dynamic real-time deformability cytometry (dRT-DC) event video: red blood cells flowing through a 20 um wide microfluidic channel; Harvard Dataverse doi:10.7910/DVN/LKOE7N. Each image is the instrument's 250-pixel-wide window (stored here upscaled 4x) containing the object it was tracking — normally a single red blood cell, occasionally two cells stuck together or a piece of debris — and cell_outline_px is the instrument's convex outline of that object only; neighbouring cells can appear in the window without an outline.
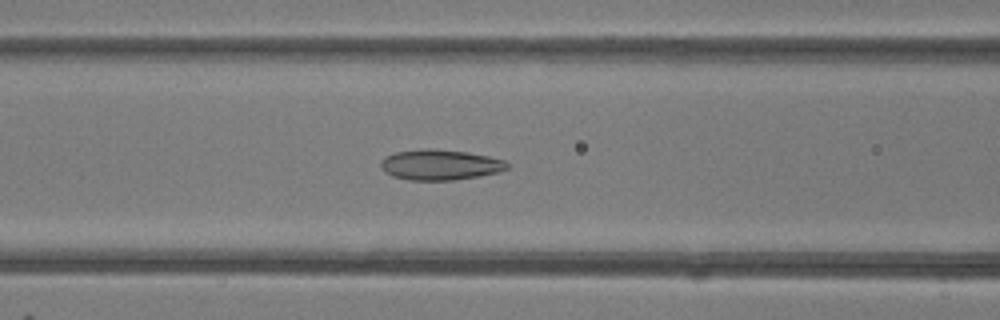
{"species": "common noctule bat (a hibernating species)", "species_latin": "Nyctalus noctula", "temperature_condition": "room temperature", "stored_images_in_passage": 47, "camera_frame_rate_fps": 3000, "um_per_image_px": 0.085, "animal": {"sex": "female"}, "frame": {"image": 1, "passage_image": 19, "time_ms": 6.0, "image_size_px": [1000, 320], "cell_outline_px": [[512, 164], [508, 168], [500, 172], [480, 176], [456, 180], [408, 180], [392, 176], [384, 172], [380, 164], [380, 160], [384, 156], [396, 152], [420, 148], [436, 148], [468, 152], [488, 156], [504, 160]], "centroid_in_image_um": [37.41, 14.0], "position_along_channel_um": 129.2, "area_um2": 22.95}}
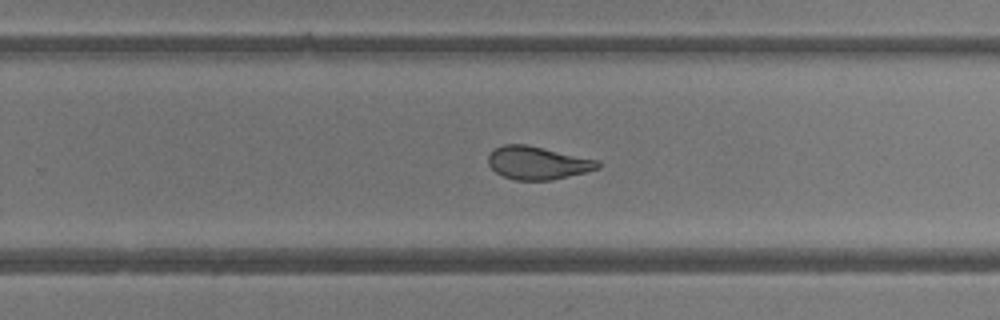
{"frame": {"image": 2, "passage_image": 30, "time_ms": 9.667, "image_size_px": [1000, 320], "cell_outline_px": [[600, 168], [552, 180], [516, 180], [504, 176], [496, 172], [488, 164], [488, 156], [496, 148], [504, 144], [524, 144], [596, 160], [600, 164]], "centroid_in_image_um": [45.66, 13.85], "position_along_channel_um": 284.1, "area_um2": 20.58}}
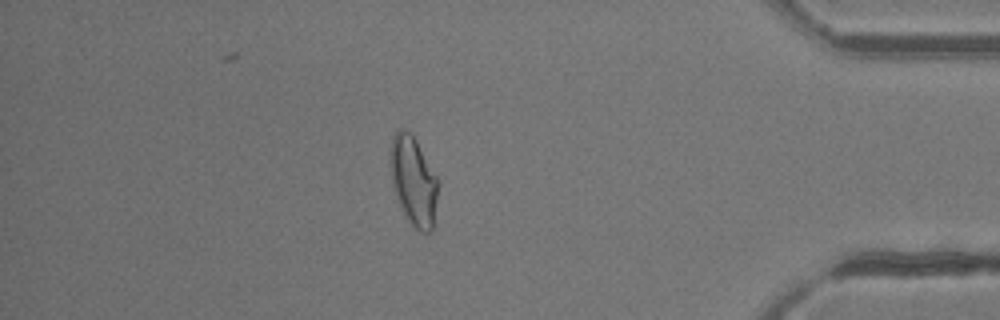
{"frame": {"image": 3, "passage_image": 41, "time_ms": 13.333, "image_size_px": [1000, 320], "cell_outline_px": [[440, 184], [432, 228], [428, 232], [420, 232], [404, 216], [396, 196], [392, 180], [388, 160], [388, 152], [392, 136], [400, 128], [412, 132], [440, 180]], "centroid_in_image_um": [35.14, 15.31], "position_along_channel_um": 400.1, "area_um2": 25.49}, "authors_computed_cell_mechanics": {"area_um2": 23.4668, "velocity_mm_per_s": 4.2358, "shape_relaxation_time_tau1_ms": 5.9474, "shape_relaxation_time_tau2_ms": 1.2592, "deformation_change_tau1": 0.1714, "deformation_change_tau2": 0.0758}}